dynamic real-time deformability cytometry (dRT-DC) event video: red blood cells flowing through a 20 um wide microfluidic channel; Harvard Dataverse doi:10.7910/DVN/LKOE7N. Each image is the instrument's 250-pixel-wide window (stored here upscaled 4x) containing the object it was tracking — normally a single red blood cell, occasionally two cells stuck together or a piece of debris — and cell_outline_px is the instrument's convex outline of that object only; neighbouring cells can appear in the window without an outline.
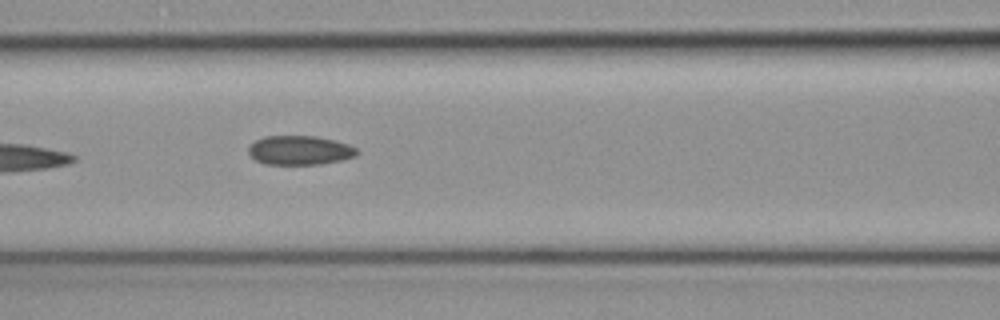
{"species": "common noctule bat (a hibernating species)", "species_latin": "Nyctalus noctula", "temperature_condition": "cold", "stored_images_in_passage": 5, "camera_frame_rate_fps": 3000, "um_per_image_px": 0.085, "animal": {"sex": "female", "body_mass_g": 19.3, "forearm_length_mm": 54.1}, "frame": {"image": 1, "passage_image": 5, "time_ms": 1.333, "image_size_px": [1000, 320], "cell_outline_px": [[356, 156], [340, 160], [320, 164], [264, 164], [256, 160], [248, 152], [248, 148], [256, 140], [264, 136], [316, 136], [336, 140], [348, 144], [356, 148]], "centroid_in_image_um": [25.47, 12.77], "position_along_channel_um": 141.1, "area_um2": 18.32}}